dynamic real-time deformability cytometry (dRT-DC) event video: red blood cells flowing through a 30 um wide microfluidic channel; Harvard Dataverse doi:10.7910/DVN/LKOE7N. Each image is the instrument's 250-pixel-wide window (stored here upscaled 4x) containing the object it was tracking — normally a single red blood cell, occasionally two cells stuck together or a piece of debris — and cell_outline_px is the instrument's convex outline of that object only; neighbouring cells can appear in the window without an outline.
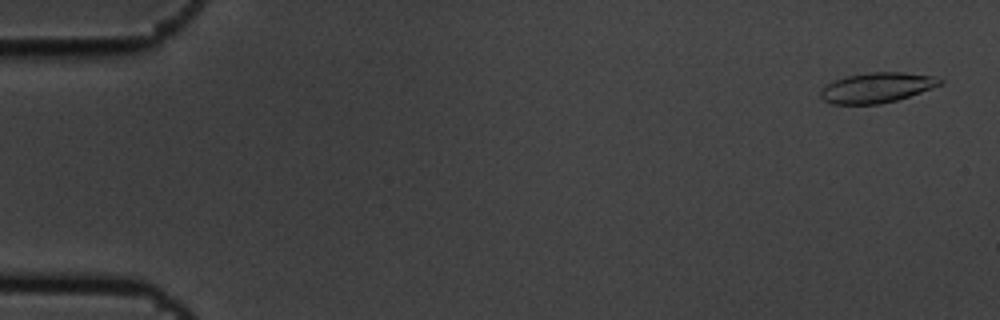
{"species": "common noctule bat (a hibernating species)", "species_latin": "Nyctalus noctula", "temperature_condition": "cold", "stored_images_in_passage": 6, "camera_frame_rate_fps": 3000, "um_per_image_px": 0.085, "animal": {"sex": "male", "body_mass_g": 19.5, "forearm_length_mm": 54.6}, "frame": {"image": 1, "passage_image": 1, "time_ms": 0.0, "image_size_px": [1000, 320], "cell_outline_px": [[944, 84], [896, 100], [880, 104], [832, 104], [824, 100], [820, 96], [820, 88], [824, 84], [848, 76], [868, 72], [904, 72], [932, 76], [944, 80]], "centroid_in_image_um": [74.51, 7.45], "position_along_channel_um": 10.5, "area_um2": 20.98}}